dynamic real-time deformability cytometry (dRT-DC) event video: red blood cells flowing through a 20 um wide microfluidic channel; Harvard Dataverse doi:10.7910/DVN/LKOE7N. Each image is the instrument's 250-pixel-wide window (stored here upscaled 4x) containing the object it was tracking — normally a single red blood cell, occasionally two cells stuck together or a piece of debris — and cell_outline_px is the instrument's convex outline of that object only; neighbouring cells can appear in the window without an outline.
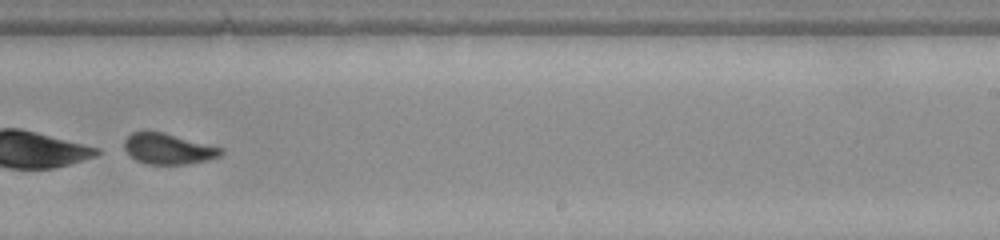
{"species": "common noctule bat (a hibernating species)", "species_latin": "Nyctalus noctula", "temperature_condition": "warm", "stored_images_in_passage": 29, "camera_frame_rate_fps": 3000, "um_per_image_px": 0.085, "animal": {"sex": "female", "body_mass_g": 22.0, "forearm_length_mm": 56.7}, "frame": {"image": 1, "passage_image": 17, "time_ms": 5.333, "image_size_px": [1000, 240], "cell_outline_px": [[224, 152], [220, 156], [208, 160], [188, 164], [148, 164], [136, 160], [124, 148], [124, 140], [132, 132], [160, 132], [224, 148]], "centroid_in_image_um": [14.33, 12.66], "position_along_channel_um": 274.7, "area_um2": 17.05}}